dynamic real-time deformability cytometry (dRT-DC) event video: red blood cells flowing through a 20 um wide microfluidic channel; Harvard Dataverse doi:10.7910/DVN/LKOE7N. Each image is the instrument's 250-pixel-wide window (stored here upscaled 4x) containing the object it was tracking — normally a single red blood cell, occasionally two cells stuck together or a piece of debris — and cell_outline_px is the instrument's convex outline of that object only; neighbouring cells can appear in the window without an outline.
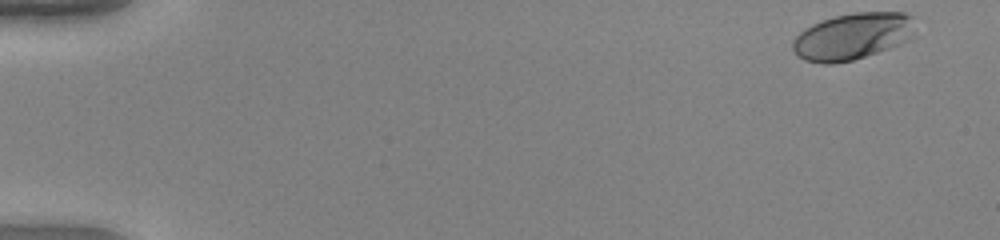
{"species": "human", "species_latin": "Homo sapiens", "temperature_condition": "warm", "stored_images_in_passage": 16, "camera_frame_rate_fps": 3000, "um_per_image_px": 0.085, "donor": {"sex": "female"}, "frame": {"image": 1, "passage_image": 1, "time_ms": 0.0, "image_size_px": [1000, 240], "cell_outline_px": [[912, 16], [908, 40], [900, 44], [852, 60], [832, 64], [824, 64], [804, 60], [796, 56], [792, 48], [792, 40], [804, 28], [812, 24], [836, 16], [852, 12], [904, 12]], "centroid_in_image_um": [72.37, 3.09], "position_along_channel_um": 12.6, "area_um2": 32.89}}
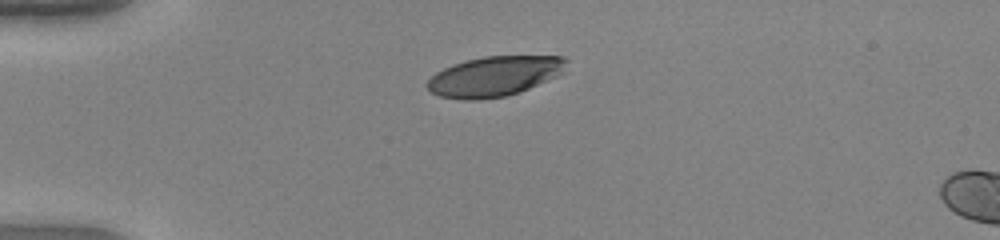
{"frame": {"image": 2, "passage_image": 12, "time_ms": 3.667, "image_size_px": [1000, 240], "cell_outline_px": [[568, 60], [564, 72], [556, 76], [520, 92], [504, 96], [476, 100], [464, 100], [440, 96], [432, 92], [424, 84], [436, 72], [452, 64], [484, 56], [564, 56]], "centroid_in_image_um": [42.02, 6.48], "position_along_channel_um": 43.0, "area_um2": 32.37}}